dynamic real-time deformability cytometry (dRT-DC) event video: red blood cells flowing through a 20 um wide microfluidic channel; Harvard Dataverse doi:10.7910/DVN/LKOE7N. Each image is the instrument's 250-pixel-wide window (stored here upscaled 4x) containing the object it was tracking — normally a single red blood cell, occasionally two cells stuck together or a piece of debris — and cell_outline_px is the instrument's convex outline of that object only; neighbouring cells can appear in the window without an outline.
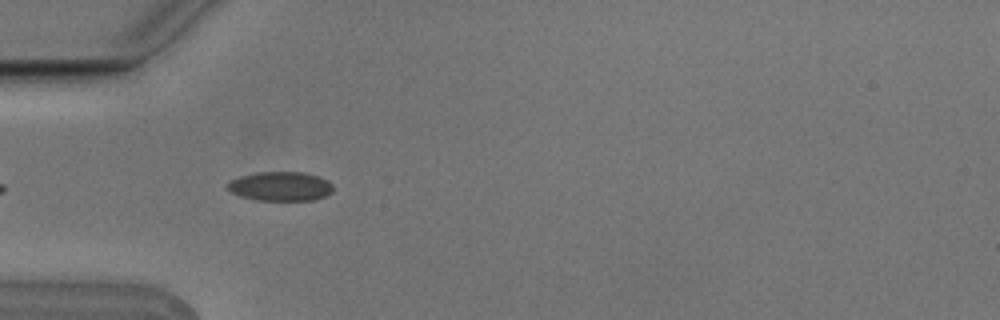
{"species": "Egyptian fruit bat (a non-hibernating species)", "species_latin": "Rousettus aegyptiacus", "temperature_condition": "cold", "stored_images_in_passage": 7, "camera_frame_rate_fps": 3000, "um_per_image_px": 0.085, "animal": {"sex": "male"}, "frame": {"image": 1, "passage_image": 5, "time_ms": 1.333, "image_size_px": [1000, 320], "cell_outline_px": [[332, 192], [316, 200], [256, 200], [240, 196], [232, 192], [228, 188], [228, 184], [232, 180], [240, 176], [260, 172], [304, 172], [328, 180], [332, 184]], "centroid_in_image_um": [23.87, 15.84], "position_along_channel_um": 61.1, "area_um2": 17.8}}
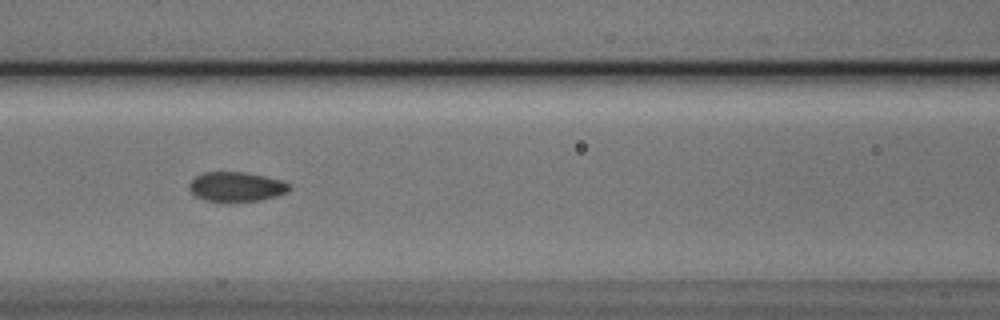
{"frame": {"image": 2, "passage_image": 7, "time_ms": 2.0, "image_size_px": [1000, 320], "cell_outline_px": [[292, 188], [288, 192], [276, 196], [260, 200], [204, 200], [196, 196], [188, 188], [188, 184], [196, 176], [204, 172], [248, 172], [280, 180], [288, 184]], "centroid_in_image_um": [20.09, 15.85], "position_along_channel_um": 146.5, "area_um2": 16.94}}